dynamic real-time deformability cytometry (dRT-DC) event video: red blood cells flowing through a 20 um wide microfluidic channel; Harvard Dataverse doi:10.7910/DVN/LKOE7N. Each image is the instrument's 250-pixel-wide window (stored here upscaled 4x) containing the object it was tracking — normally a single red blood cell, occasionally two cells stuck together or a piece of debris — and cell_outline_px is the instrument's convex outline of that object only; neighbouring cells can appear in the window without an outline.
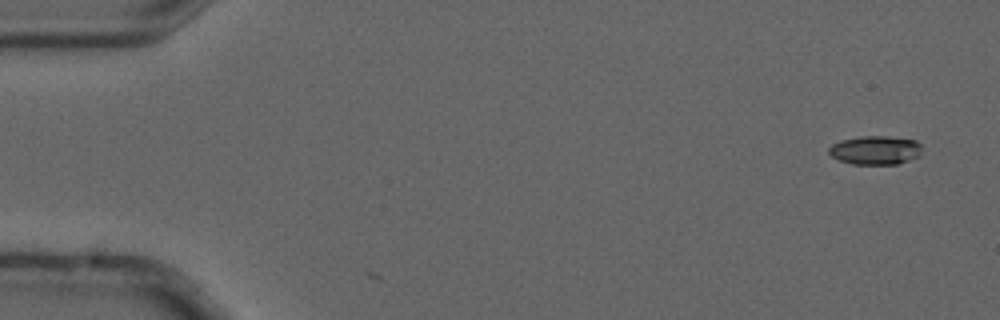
{"species": "common noctule bat (a hibernating species)", "species_latin": "Nyctalus noctula", "temperature_condition": "cold", "stored_images_in_passage": 4, "camera_frame_rate_fps": 3000, "um_per_image_px": 0.085, "animal": {"sex": "male", "forearm_length_mm": 52.5}, "frame": {"image": 1, "passage_image": 1, "time_ms": 0.0, "image_size_px": [1000, 320], "cell_outline_px": [[920, 156], [896, 164], [852, 164], [840, 160], [832, 156], [828, 152], [828, 148], [832, 144], [840, 140], [860, 136], [888, 136], [916, 140], [920, 144]], "centroid_in_image_um": [74.39, 12.75], "position_along_channel_um": 10.6, "area_um2": 15.61}}